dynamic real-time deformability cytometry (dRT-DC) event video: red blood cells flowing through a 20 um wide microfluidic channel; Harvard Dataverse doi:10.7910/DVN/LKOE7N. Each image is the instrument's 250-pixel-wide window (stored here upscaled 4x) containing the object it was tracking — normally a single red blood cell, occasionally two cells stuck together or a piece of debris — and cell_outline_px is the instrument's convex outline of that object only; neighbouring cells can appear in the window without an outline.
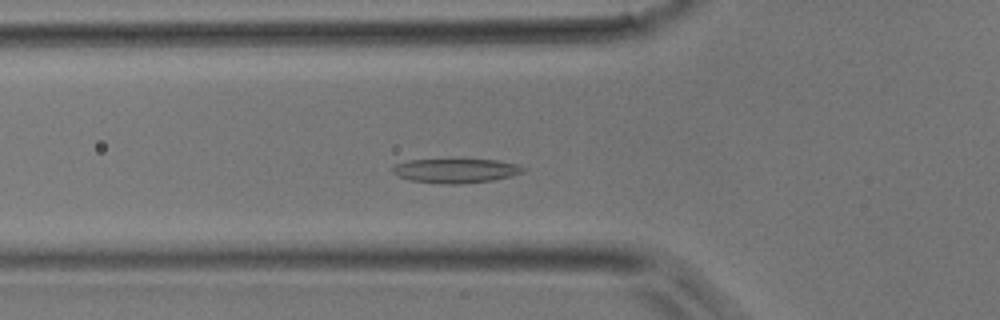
{"species": "common noctule bat (a hibernating species)", "species_latin": "Nyctalus noctula", "temperature_condition": "room temperature", "stored_images_in_passage": 38, "camera_frame_rate_fps": 3000, "um_per_image_px": 0.085, "animal": {"sex": "male", "body_mass_g": 17.9}, "frame": {"image": 1, "passage_image": 9, "time_ms": 2.667, "image_size_px": [1000, 320], "cell_outline_px": [[528, 168], [524, 172], [512, 176], [492, 180], [460, 184], [440, 184], [412, 180], [400, 176], [392, 172], [392, 168], [396, 164], [408, 160], [460, 156], [464, 156], [496, 160], [520, 164]], "centroid_in_image_um": [38.81, 14.44], "position_along_channel_um": 87.0, "area_um2": 19.77}}
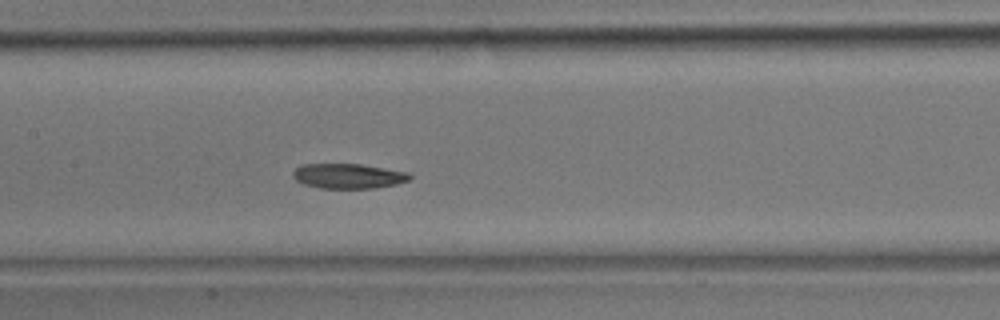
{"frame": {"image": 2, "passage_image": 15, "time_ms": 4.667, "image_size_px": [1000, 320], "cell_outline_px": [[412, 176], [408, 180], [396, 184], [376, 188], [320, 188], [304, 184], [296, 180], [292, 176], [292, 172], [300, 164], [360, 164], [412, 172]], "centroid_in_image_um": [29.62, 14.95], "position_along_channel_um": 177.8, "area_um2": 17.11}}
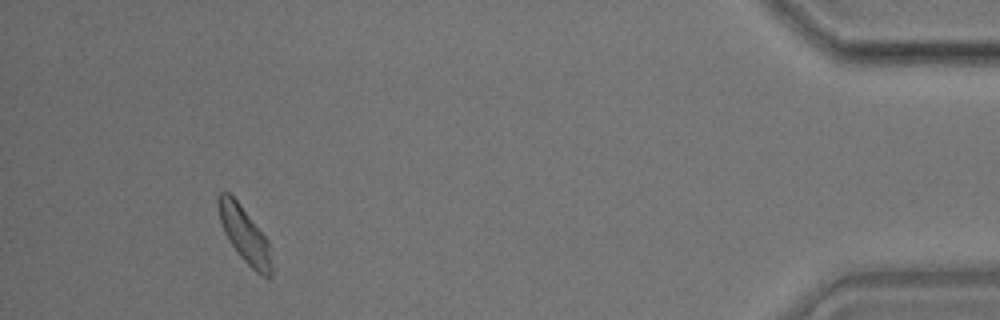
{"frame": {"image": 3, "passage_image": 35, "time_ms": 11.333, "image_size_px": [1000, 320], "cell_outline_px": [[276, 268], [272, 276], [268, 280], [256, 272], [240, 256], [228, 240], [224, 232], [220, 220], [216, 204], [216, 196], [220, 192], [228, 192], [240, 204], [268, 240]], "centroid_in_image_um": [20.84, 20.02], "position_along_channel_um": 414.4, "area_um2": 17.86}}